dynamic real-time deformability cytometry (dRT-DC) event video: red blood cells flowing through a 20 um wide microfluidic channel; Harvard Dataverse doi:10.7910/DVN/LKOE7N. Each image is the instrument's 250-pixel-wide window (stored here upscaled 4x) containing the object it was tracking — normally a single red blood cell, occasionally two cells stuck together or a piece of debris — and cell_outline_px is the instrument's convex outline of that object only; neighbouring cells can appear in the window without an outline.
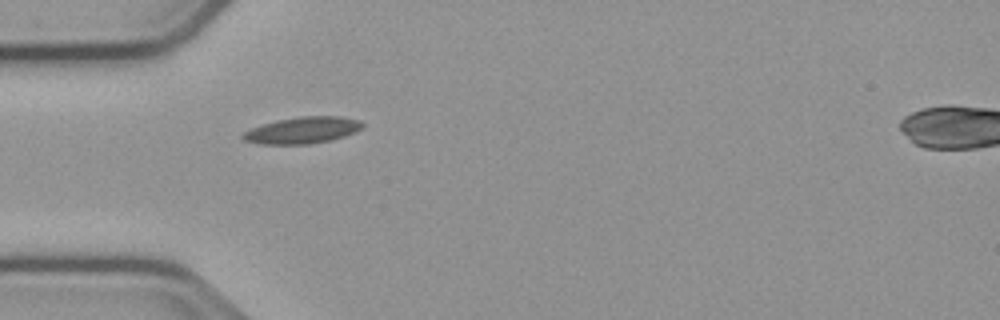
{"species": "common noctule bat (a hibernating species)", "species_latin": "Nyctalus noctula", "temperature_condition": "cold", "stored_images_in_passage": 39, "camera_frame_rate_fps": 3000, "um_per_image_px": 0.085, "animal": {"sex": "male", "body_mass_g": 23.1, "forearm_length_mm": 52.7}, "frame": {"image": 1, "passage_image": 1, "time_ms": 0.0, "image_size_px": [1000, 320], "cell_outline_px": [[364, 124], [356, 132], [344, 136], [328, 140], [308, 144], [260, 144], [244, 140], [240, 136], [244, 132], [252, 128], [276, 120], [300, 116], [340, 116], [360, 120]], "centroid_in_image_um": [25.71, 11.06], "position_along_channel_um": 59.3, "area_um2": 18.38}}
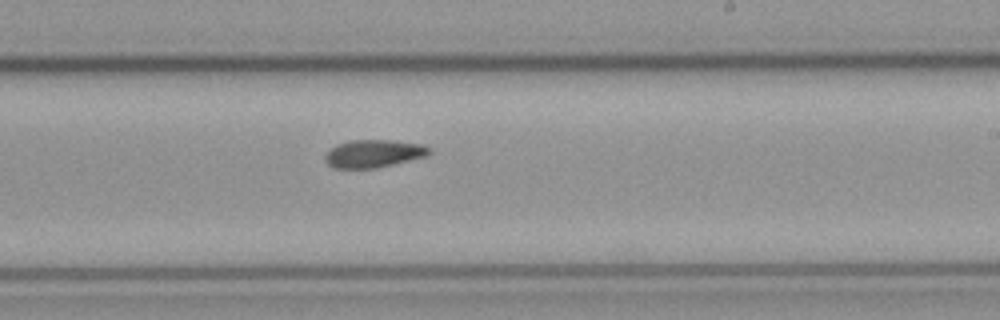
{"frame": {"image": 2, "passage_image": 17, "time_ms": 5.333, "image_size_px": [1000, 320], "cell_outline_px": [[432, 152], [428, 156], [376, 168], [332, 168], [324, 160], [324, 156], [336, 144], [352, 140], [392, 140], [424, 144], [432, 148]], "centroid_in_image_um": [31.8, 13.05], "position_along_channel_um": 257.2, "area_um2": 17.05}}
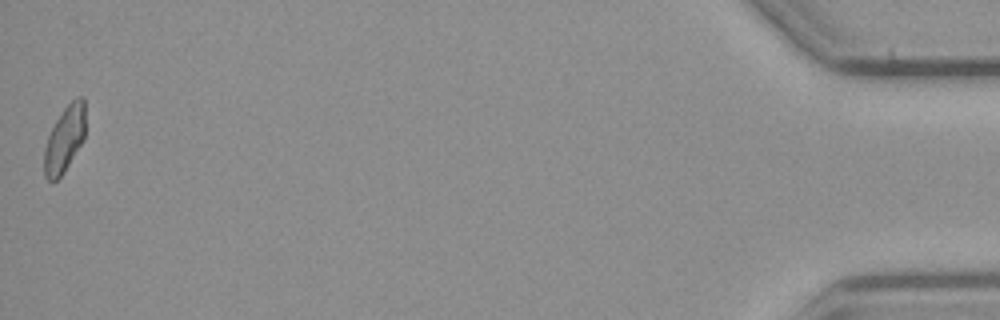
{"frame": {"image": 3, "passage_image": 39, "time_ms": 12.667, "image_size_px": [1000, 320], "cell_outline_px": [[84, 140], [64, 172], [56, 180], [48, 180], [44, 176], [44, 148], [48, 136], [56, 120], [64, 108], [76, 96], [84, 96]], "centroid_in_image_um": [5.49, 11.82], "position_along_channel_um": 429.7, "area_um2": 15.78}, "authors_computed_cell_mechanics": {"area_um2": 16.762, "velocity_mm_per_s": 3.7506, "shape_relaxation_time_tau1_ms": 8.8149, "shape_relaxation_time_tau2_ms": 6.2619, "deformation_change_tau1": 0.1352, "deformation_change_tau2": 0.1157}}